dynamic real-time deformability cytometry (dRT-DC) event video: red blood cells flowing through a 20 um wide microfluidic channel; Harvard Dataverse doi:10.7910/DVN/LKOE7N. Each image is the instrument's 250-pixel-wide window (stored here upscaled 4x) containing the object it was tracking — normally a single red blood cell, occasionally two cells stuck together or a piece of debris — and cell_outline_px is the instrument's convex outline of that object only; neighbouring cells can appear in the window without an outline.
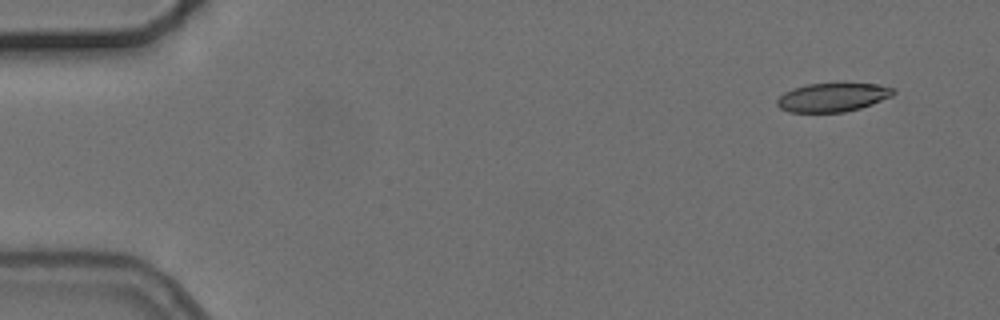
{"species": "common noctule bat (a hibernating species)", "species_latin": "Nyctalus noctula", "temperature_condition": "cold", "stored_images_in_passage": 5, "camera_frame_rate_fps": 3000, "um_per_image_px": 0.085, "animal": {"sex": "female", "body_mass_g": 24.6, "forearm_length_mm": 56.2}, "frame": {"image": 1, "passage_image": 1, "time_ms": 0.0, "image_size_px": [1000, 320], "cell_outline_px": [[896, 92], [892, 96], [872, 104], [860, 108], [844, 112], [788, 112], [780, 108], [776, 104], [776, 100], [784, 92], [792, 88], [808, 84], [844, 80], [880, 84], [896, 88]], "centroid_in_image_um": [70.83, 8.21], "position_along_channel_um": 14.2, "area_um2": 20.52}}